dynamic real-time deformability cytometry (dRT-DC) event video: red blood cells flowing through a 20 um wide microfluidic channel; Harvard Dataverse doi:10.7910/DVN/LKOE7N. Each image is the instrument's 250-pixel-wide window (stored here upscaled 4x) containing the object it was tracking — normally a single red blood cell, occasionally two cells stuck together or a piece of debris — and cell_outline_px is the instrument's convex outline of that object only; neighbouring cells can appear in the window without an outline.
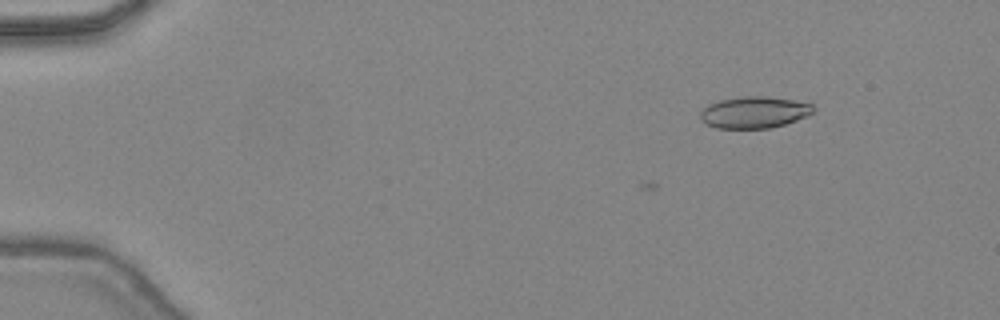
{"species": "common noctule bat (a hibernating species)", "species_latin": "Nyctalus noctula", "temperature_condition": "warm", "stored_images_in_passage": 2, "camera_frame_rate_fps": 3000, "um_per_image_px": 0.085, "animal": {"sex": "female", "body_mass_g": 24.6, "forearm_length_mm": 56.2}, "frame": {"image": 1, "passage_image": 2, "time_ms": 0.333, "image_size_px": [1000, 320], "cell_outline_px": [[816, 108], [808, 116], [784, 124], [768, 128], [716, 128], [704, 124], [700, 120], [700, 112], [708, 104], [720, 100], [744, 96], [768, 96], [792, 100], [812, 104]], "centroid_in_image_um": [64.08, 9.55], "position_along_channel_um": 20.9, "area_um2": 20.87}}